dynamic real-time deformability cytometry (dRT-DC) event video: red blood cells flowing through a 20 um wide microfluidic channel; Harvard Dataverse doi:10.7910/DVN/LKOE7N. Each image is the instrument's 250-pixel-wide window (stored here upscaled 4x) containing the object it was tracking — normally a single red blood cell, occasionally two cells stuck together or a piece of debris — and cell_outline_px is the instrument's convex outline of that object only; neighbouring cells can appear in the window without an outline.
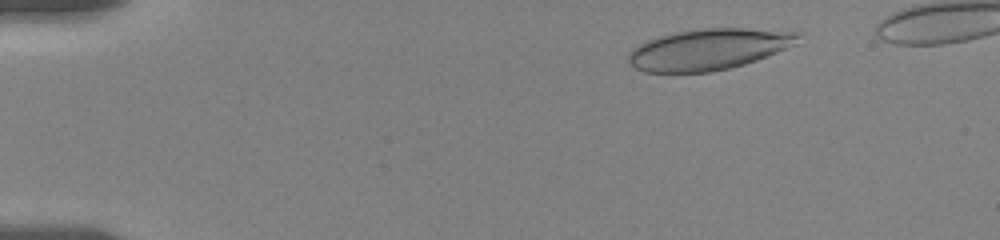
{"species": "human", "species_latin": "Homo sapiens", "temperature_condition": "room temperature", "stored_images_in_passage": 22, "camera_frame_rate_fps": 3000, "um_per_image_px": 0.085, "donor": {"sex": "female"}, "frame": {"image": 1, "passage_image": 4, "time_ms": 1.667, "image_size_px": [1000, 240], "cell_outline_px": [[804, 32], [796, 44], [756, 60], [744, 64], [712, 72], [644, 72], [628, 64], [628, 52], [632, 48], [648, 40], [660, 36], [700, 28], [744, 28]], "centroid_in_image_um": [60.24, 4.19], "position_along_channel_um": 24.8, "area_um2": 40.58}}
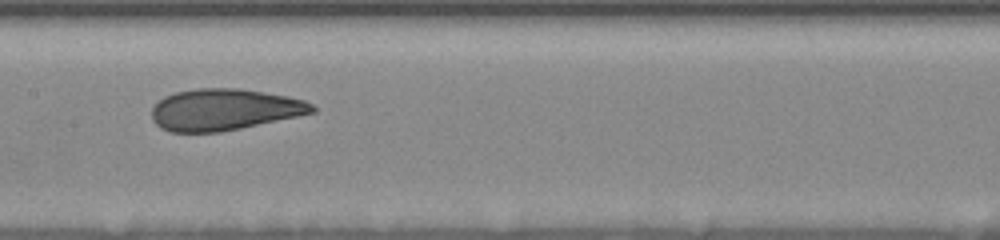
{"frame": {"image": 2, "passage_image": 15, "time_ms": 8.667, "image_size_px": [1000, 240], "cell_outline_px": [[316, 112], [240, 128], [220, 132], [172, 132], [160, 128], [152, 120], [152, 108], [164, 96], [176, 92], [196, 88], [240, 88], [288, 96], [304, 100], [312, 104], [316, 108]], "centroid_in_image_um": [19.05, 9.31], "position_along_channel_um": 188.3, "area_um2": 38.73}}
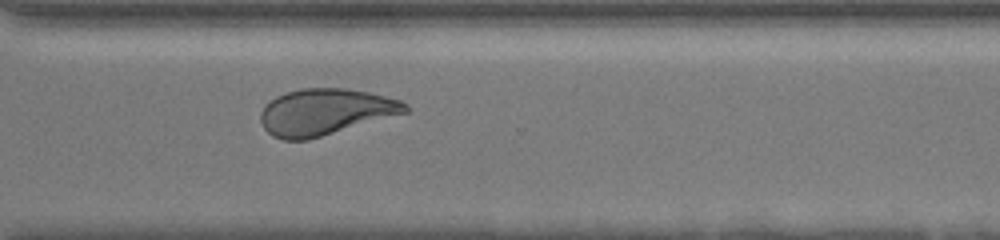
{"frame": {"image": 3, "passage_image": 22, "time_ms": 13.0, "image_size_px": [1000, 240], "cell_outline_px": [[408, 112], [308, 140], [284, 140], [272, 136], [264, 128], [260, 120], [260, 112], [264, 104], [276, 96], [300, 88], [344, 88], [368, 92], [400, 100], [408, 104]], "centroid_in_image_um": [27.61, 9.51], "position_along_channel_um": 343.0, "area_um2": 39.07}}